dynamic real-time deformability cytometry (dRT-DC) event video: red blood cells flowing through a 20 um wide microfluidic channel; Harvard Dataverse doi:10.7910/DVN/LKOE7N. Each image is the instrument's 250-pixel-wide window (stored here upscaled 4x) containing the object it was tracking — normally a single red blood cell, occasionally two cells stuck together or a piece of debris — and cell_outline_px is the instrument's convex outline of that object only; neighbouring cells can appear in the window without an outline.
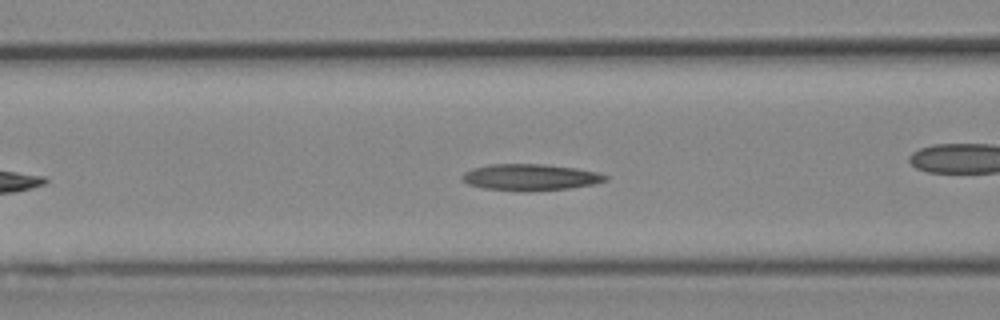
{"species": "Egyptian fruit bat (a non-hibernating species)", "species_latin": "Rousettus aegyptiacus", "temperature_condition": "cold", "stored_images_in_passage": 37, "camera_frame_rate_fps": 3000, "um_per_image_px": 0.085, "animal": {"sex": "female"}, "frame": {"image": 1, "passage_image": 11, "time_ms": 3.333, "image_size_px": [1000, 320], "cell_outline_px": [[608, 180], [596, 184], [568, 188], [528, 192], [524, 192], [484, 188], [468, 184], [460, 180], [460, 176], [464, 172], [472, 168], [492, 164], [544, 164], [576, 168], [596, 172], [608, 176]], "centroid_in_image_um": [45.05, 15.07], "position_along_channel_um": 121.5, "area_um2": 22.31}, "authors_computed_cell_mechanics": {"area_um2": 21.6172, "velocity_mm_per_s": 3.8906, "shape_relaxation_time_tau1_ms": null, "shape_relaxation_time_tau2_ms": 5.0162, "deformation_change_tau1": null, "deformation_change_tau2": 0.151}}